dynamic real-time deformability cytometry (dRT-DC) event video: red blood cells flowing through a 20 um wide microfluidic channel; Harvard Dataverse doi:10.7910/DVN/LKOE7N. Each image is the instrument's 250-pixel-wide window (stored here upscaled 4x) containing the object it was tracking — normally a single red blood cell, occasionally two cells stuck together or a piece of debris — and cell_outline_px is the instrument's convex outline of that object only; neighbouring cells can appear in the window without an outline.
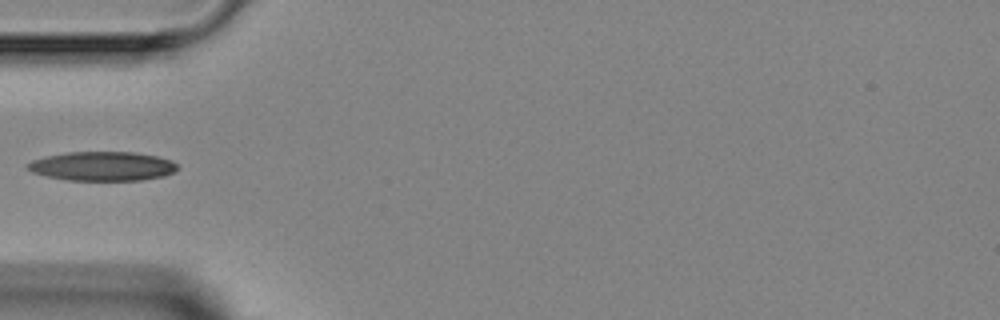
{"species": "Egyptian fruit bat (a non-hibernating species)", "species_latin": "Rousettus aegyptiacus", "temperature_condition": "room temperature", "stored_images_in_passage": 5, "camera_frame_rate_fps": 3000, "um_per_image_px": 0.085, "animal": {"sex": "female"}, "frame": {"image": 1, "passage_image": 4, "time_ms": 3.667, "image_size_px": [1000, 320], "cell_outline_px": [[180, 168], [164, 176], [140, 180], [68, 180], [48, 176], [32, 172], [28, 168], [28, 164], [32, 160], [48, 156], [68, 152], [132, 152], [156, 156], [172, 160]], "centroid_in_image_um": [8.74, 14.12], "position_along_channel_um": 76.3, "area_um2": 25.2}}
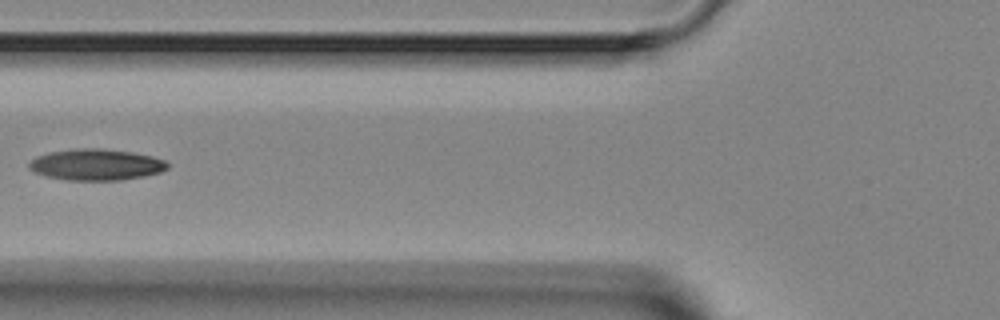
{"frame": {"image": 2, "passage_image": 5, "time_ms": 4.667, "image_size_px": [1000, 320], "cell_outline_px": [[168, 168], [160, 172], [144, 176], [120, 180], [64, 180], [48, 176], [36, 172], [28, 168], [28, 164], [36, 156], [48, 152], [76, 148], [100, 148], [132, 152], [152, 156], [164, 160], [168, 164]], "centroid_in_image_um": [8.16, 13.99], "position_along_channel_um": 117.6, "area_um2": 25.2}}